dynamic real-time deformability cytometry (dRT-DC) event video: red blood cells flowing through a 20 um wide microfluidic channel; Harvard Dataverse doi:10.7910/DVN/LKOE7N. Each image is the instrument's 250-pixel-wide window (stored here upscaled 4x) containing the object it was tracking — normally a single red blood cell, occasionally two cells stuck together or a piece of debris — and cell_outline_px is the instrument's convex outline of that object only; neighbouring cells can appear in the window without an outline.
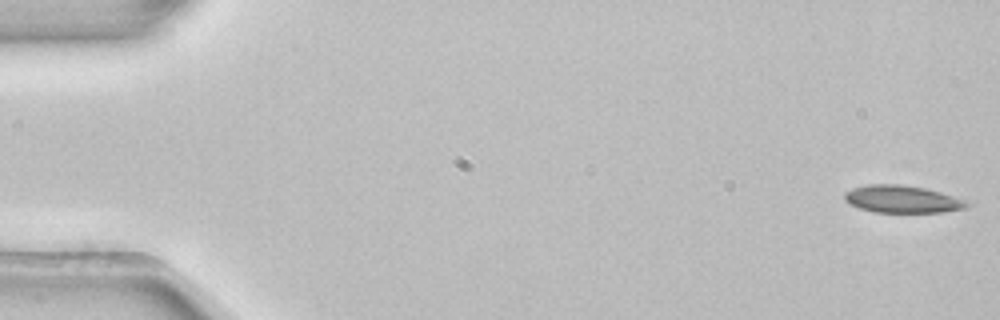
{"species": "common noctule bat (a hibernating species)", "species_latin": "Nyctalus noctula", "temperature_condition": "room temperature", "stored_images_in_passage": 4, "segment_of_instrument_passage": [2, 2], "camera_frame_rate_fps": 3000, "um_per_image_px": 0.085, "animal": {"sex": "female", "body_mass_g": 22.7, "forearm_length_mm": 54.2}, "frame": {"image": 1, "passage_image": 4, "time_ms": 1.0, "image_size_px": [1000, 320], "cell_outline_px": [[972, 204], [968, 208], [940, 212], [876, 212], [860, 208], [844, 200], [844, 192], [852, 188], [868, 184], [900, 184], [924, 188], [940, 192], [964, 200]], "centroid_in_image_um": [76.69, 16.92], "position_along_channel_um": 8.3, "area_um2": 19.42}}